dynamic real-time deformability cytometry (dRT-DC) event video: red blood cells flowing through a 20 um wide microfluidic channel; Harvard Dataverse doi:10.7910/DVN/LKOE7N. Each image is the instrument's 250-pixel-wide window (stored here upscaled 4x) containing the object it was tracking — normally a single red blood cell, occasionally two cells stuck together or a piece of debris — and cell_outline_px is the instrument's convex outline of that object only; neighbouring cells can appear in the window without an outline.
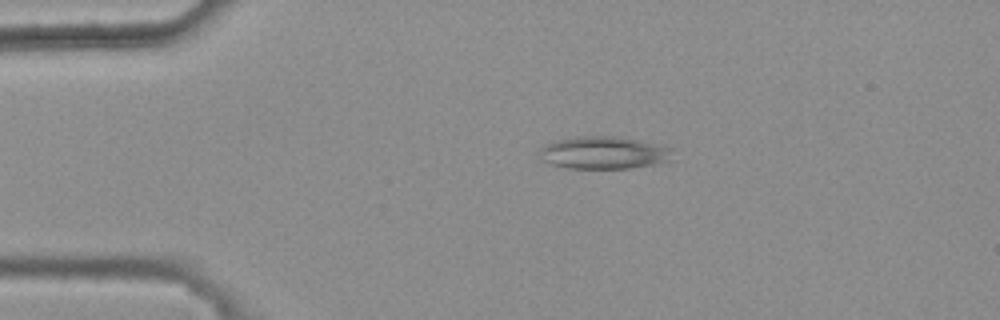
{"species": "common noctule bat (a hibernating species)", "species_latin": "Nyctalus noctula", "temperature_condition": "warm", "stored_images_in_passage": 2, "camera_frame_rate_fps": 3000, "um_per_image_px": 0.085, "animal": {"sex": "female", "body_mass_g": 25.1}, "frame": {"image": 1, "passage_image": 1, "time_ms": 0.0, "image_size_px": [1000, 320], "cell_outline_px": [[672, 148], [668, 160], [656, 164], [632, 168], [568, 168], [552, 164], [540, 160], [540, 148], [544, 144], [556, 140], [572, 136], [612, 136], [664, 144]], "centroid_in_image_um": [51.29, 12.97], "position_along_channel_um": 33.7, "area_um2": 25.37}}